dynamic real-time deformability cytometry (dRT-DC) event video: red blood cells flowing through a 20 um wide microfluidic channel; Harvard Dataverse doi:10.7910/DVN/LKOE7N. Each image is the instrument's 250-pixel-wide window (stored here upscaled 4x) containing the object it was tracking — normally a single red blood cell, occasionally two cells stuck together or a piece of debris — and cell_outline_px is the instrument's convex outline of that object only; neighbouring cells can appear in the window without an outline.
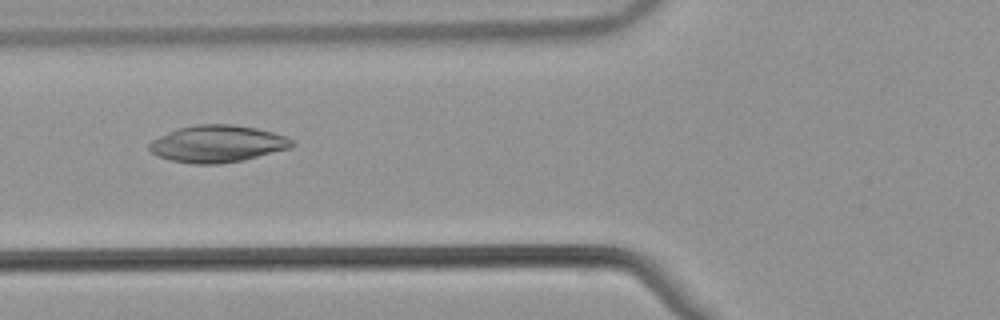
{"species": "common noctule bat (a hibernating species)", "species_latin": "Nyctalus noctula", "temperature_condition": "warm", "stored_images_in_passage": 46, "camera_frame_rate_fps": 3000, "um_per_image_px": 0.085, "animal": {"sex": "male", "body_mass_g": 21.5, "forearm_length_mm": 52.0}, "frame": {"image": 1, "passage_image": 14, "time_ms": 4.333, "image_size_px": [1000, 320], "cell_outline_px": [[296, 144], [292, 148], [244, 160], [220, 164], [192, 164], [172, 160], [160, 156], [152, 152], [148, 148], [148, 144], [152, 140], [176, 128], [196, 124], [232, 124], [256, 128], [272, 132], [284, 136], [292, 140]], "centroid_in_image_um": [18.5, 12.22], "position_along_channel_um": 107.3, "area_um2": 30.87}}
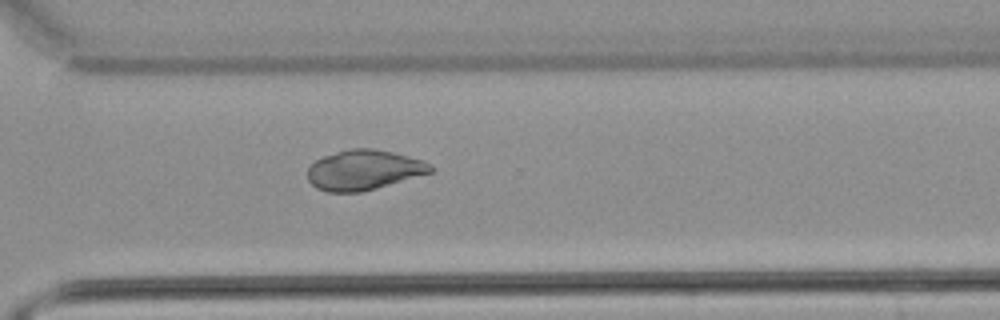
{"frame": {"image": 2, "passage_image": 32, "time_ms": 10.333, "image_size_px": [1000, 320], "cell_outline_px": [[432, 172], [376, 188], [360, 192], [328, 192], [316, 188], [308, 180], [308, 168], [316, 160], [324, 156], [336, 152], [352, 148], [372, 148], [392, 152], [420, 160], [432, 164]], "centroid_in_image_um": [30.9, 14.45], "position_along_channel_um": 339.7, "area_um2": 28.32}}
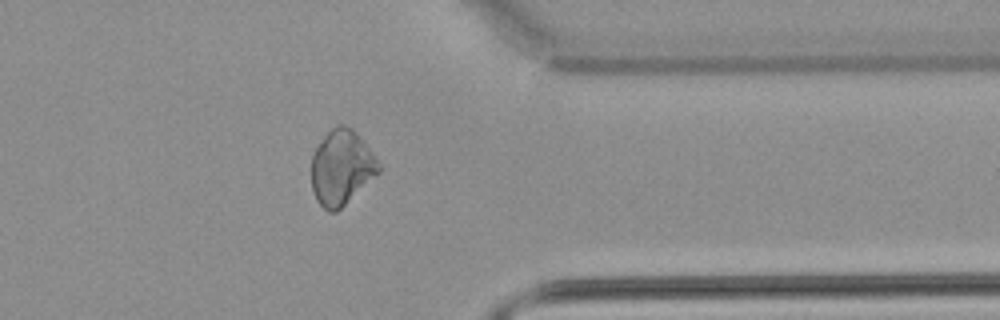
{"frame": {"image": 3, "passage_image": 36, "time_ms": 11.667, "image_size_px": [1000, 320], "cell_outline_px": [[380, 172], [336, 212], [328, 212], [316, 200], [312, 188], [312, 152], [324, 136], [336, 124], [344, 124], [352, 128], [356, 132], [376, 156], [380, 164]], "centroid_in_image_um": [29.03, 14.22], "position_along_channel_um": 382.4, "area_um2": 29.36}, "authors_computed_cell_mechanics": {"area_um2": 29.8826, "velocity_mm_per_s": 3.8693, "shape_relaxation_time_tau1_ms": null, "shape_relaxation_time_tau2_ms": 4.0792, "deformation_change_tau1": null, "deformation_change_tau2": 0.0631}}